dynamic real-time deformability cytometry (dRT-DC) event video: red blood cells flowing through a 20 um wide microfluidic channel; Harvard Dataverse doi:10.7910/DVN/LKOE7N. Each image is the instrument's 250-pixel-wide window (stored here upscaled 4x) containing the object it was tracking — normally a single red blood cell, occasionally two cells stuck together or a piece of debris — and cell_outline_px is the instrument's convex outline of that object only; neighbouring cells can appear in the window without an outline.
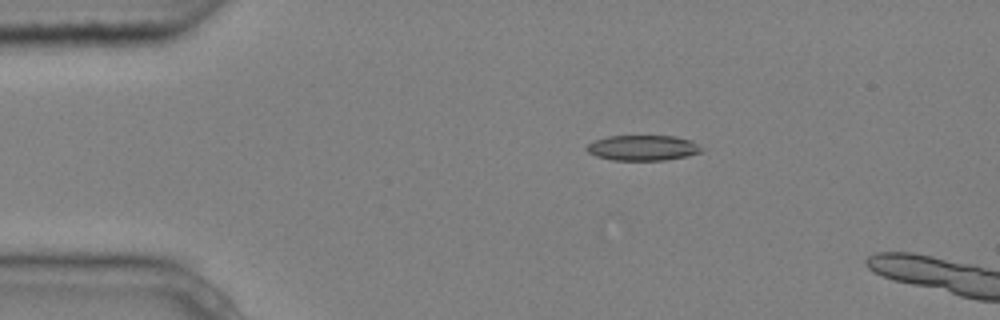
{"species": "common noctule bat (a hibernating species)", "species_latin": "Nyctalus noctula", "temperature_condition": "cold", "stored_images_in_passage": 2, "camera_frame_rate_fps": 3000, "um_per_image_px": 0.085, "animal": {"sex": "male", "body_mass_g": 20.4}, "frame": {"image": 1, "passage_image": 1, "time_ms": 0.0, "image_size_px": [1000, 320], "cell_outline_px": [[704, 148], [700, 152], [684, 156], [664, 160], [612, 160], [596, 156], [588, 152], [584, 148], [588, 144], [596, 140], [608, 136], [676, 136], [692, 140]], "centroid_in_image_um": [54.64, 12.56], "position_along_channel_um": 30.4, "area_um2": 16.94}}